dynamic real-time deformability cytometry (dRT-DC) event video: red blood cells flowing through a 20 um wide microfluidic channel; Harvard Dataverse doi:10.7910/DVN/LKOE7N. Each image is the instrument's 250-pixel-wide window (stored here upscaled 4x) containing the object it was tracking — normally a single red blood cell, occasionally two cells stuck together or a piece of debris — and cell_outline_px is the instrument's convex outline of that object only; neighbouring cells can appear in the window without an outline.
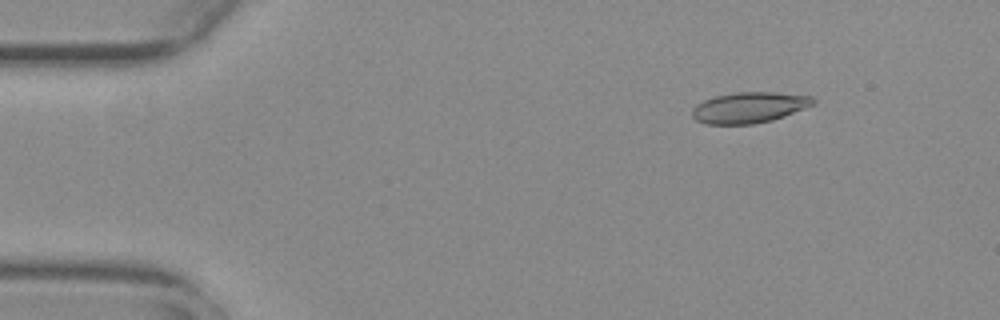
{"species": "common noctule bat (a hibernating species)", "species_latin": "Nyctalus noctula", "temperature_condition": "warm", "stored_images_in_passage": 42, "camera_frame_rate_fps": 3000, "um_per_image_px": 0.085, "animal": {"sex": "female", "body_mass_g": 29.2, "forearm_length_mm": 56.3}, "frame": {"image": 1, "passage_image": 7, "time_ms": 2.0, "image_size_px": [1000, 320], "cell_outline_px": [[816, 104], [784, 116], [772, 120], [752, 124], [704, 124], [696, 120], [692, 116], [692, 108], [696, 104], [704, 100], [716, 96], [736, 92], [776, 92], [812, 96], [816, 100]], "centroid_in_image_um": [63.69, 9.13], "position_along_channel_um": 21.3, "area_um2": 21.85}}
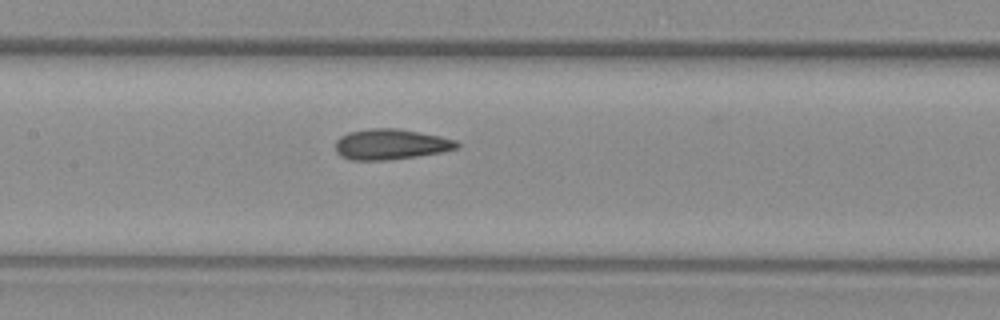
{"frame": {"image": 2, "passage_image": 26, "time_ms": 8.333, "image_size_px": [1000, 320], "cell_outline_px": [[460, 148], [440, 152], [416, 156], [388, 160], [352, 160], [340, 156], [336, 152], [336, 140], [340, 136], [348, 132], [372, 128], [396, 128], [420, 132], [440, 136], [456, 140], [460, 144]], "centroid_in_image_um": [33.21, 12.26], "position_along_channel_um": 174.2, "area_um2": 21.68}}
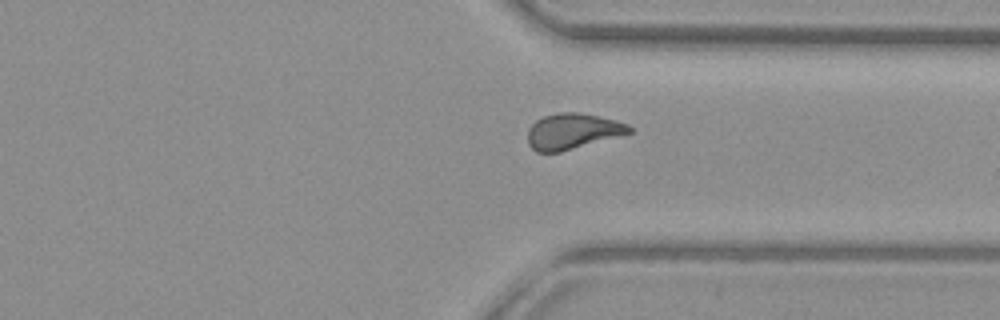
{"frame": {"image": 3, "passage_image": 41, "time_ms": 13.333, "image_size_px": [1000, 320], "cell_outline_px": [[632, 132], [560, 152], [536, 152], [528, 144], [528, 128], [536, 120], [544, 116], [560, 112], [576, 112], [616, 120], [628, 124], [632, 128]], "centroid_in_image_um": [48.64, 11.16], "position_along_channel_um": 362.8, "area_um2": 20.92}}